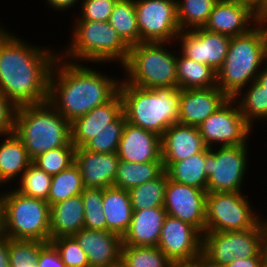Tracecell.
Wrapping results in <instances>:
<instances>
[{
  "mask_svg": "<svg viewBox=\"0 0 267 267\" xmlns=\"http://www.w3.org/2000/svg\"><path fill=\"white\" fill-rule=\"evenodd\" d=\"M263 20L267 23V15L263 18Z\"/></svg>",
  "mask_w": 267,
  "mask_h": 267,
  "instance_id": "obj_55",
  "label": "cell"
},
{
  "mask_svg": "<svg viewBox=\"0 0 267 267\" xmlns=\"http://www.w3.org/2000/svg\"><path fill=\"white\" fill-rule=\"evenodd\" d=\"M109 23L129 47L140 43L135 0H117Z\"/></svg>",
  "mask_w": 267,
  "mask_h": 267,
  "instance_id": "obj_31",
  "label": "cell"
},
{
  "mask_svg": "<svg viewBox=\"0 0 267 267\" xmlns=\"http://www.w3.org/2000/svg\"><path fill=\"white\" fill-rule=\"evenodd\" d=\"M16 190L26 196L47 201L52 176L31 163L19 179Z\"/></svg>",
  "mask_w": 267,
  "mask_h": 267,
  "instance_id": "obj_38",
  "label": "cell"
},
{
  "mask_svg": "<svg viewBox=\"0 0 267 267\" xmlns=\"http://www.w3.org/2000/svg\"><path fill=\"white\" fill-rule=\"evenodd\" d=\"M3 137L5 139L0 144V187L19 176L21 178L32 163L24 144L14 132Z\"/></svg>",
  "mask_w": 267,
  "mask_h": 267,
  "instance_id": "obj_27",
  "label": "cell"
},
{
  "mask_svg": "<svg viewBox=\"0 0 267 267\" xmlns=\"http://www.w3.org/2000/svg\"><path fill=\"white\" fill-rule=\"evenodd\" d=\"M207 191L170 180L165 191L164 208L167 215L197 228L202 234L206 227Z\"/></svg>",
  "mask_w": 267,
  "mask_h": 267,
  "instance_id": "obj_15",
  "label": "cell"
},
{
  "mask_svg": "<svg viewBox=\"0 0 267 267\" xmlns=\"http://www.w3.org/2000/svg\"><path fill=\"white\" fill-rule=\"evenodd\" d=\"M262 254H263V265L264 267H267V234L264 239Z\"/></svg>",
  "mask_w": 267,
  "mask_h": 267,
  "instance_id": "obj_52",
  "label": "cell"
},
{
  "mask_svg": "<svg viewBox=\"0 0 267 267\" xmlns=\"http://www.w3.org/2000/svg\"><path fill=\"white\" fill-rule=\"evenodd\" d=\"M172 264L157 246L122 245L120 267H171Z\"/></svg>",
  "mask_w": 267,
  "mask_h": 267,
  "instance_id": "obj_36",
  "label": "cell"
},
{
  "mask_svg": "<svg viewBox=\"0 0 267 267\" xmlns=\"http://www.w3.org/2000/svg\"><path fill=\"white\" fill-rule=\"evenodd\" d=\"M117 155L120 160L126 162L162 161L161 137L154 132L126 122Z\"/></svg>",
  "mask_w": 267,
  "mask_h": 267,
  "instance_id": "obj_22",
  "label": "cell"
},
{
  "mask_svg": "<svg viewBox=\"0 0 267 267\" xmlns=\"http://www.w3.org/2000/svg\"><path fill=\"white\" fill-rule=\"evenodd\" d=\"M265 60L267 23L262 19L248 33L231 37L225 61L216 71V86L228 98H234L252 81H256Z\"/></svg>",
  "mask_w": 267,
  "mask_h": 267,
  "instance_id": "obj_3",
  "label": "cell"
},
{
  "mask_svg": "<svg viewBox=\"0 0 267 267\" xmlns=\"http://www.w3.org/2000/svg\"><path fill=\"white\" fill-rule=\"evenodd\" d=\"M37 267H65L56 248L49 242L39 252Z\"/></svg>",
  "mask_w": 267,
  "mask_h": 267,
  "instance_id": "obj_45",
  "label": "cell"
},
{
  "mask_svg": "<svg viewBox=\"0 0 267 267\" xmlns=\"http://www.w3.org/2000/svg\"><path fill=\"white\" fill-rule=\"evenodd\" d=\"M166 216L164 207L133 211L130 226L122 237L123 245L157 246Z\"/></svg>",
  "mask_w": 267,
  "mask_h": 267,
  "instance_id": "obj_24",
  "label": "cell"
},
{
  "mask_svg": "<svg viewBox=\"0 0 267 267\" xmlns=\"http://www.w3.org/2000/svg\"><path fill=\"white\" fill-rule=\"evenodd\" d=\"M13 132L24 144L31 160L52 149L74 146L70 122L48 101L16 107Z\"/></svg>",
  "mask_w": 267,
  "mask_h": 267,
  "instance_id": "obj_5",
  "label": "cell"
},
{
  "mask_svg": "<svg viewBox=\"0 0 267 267\" xmlns=\"http://www.w3.org/2000/svg\"><path fill=\"white\" fill-rule=\"evenodd\" d=\"M84 188L80 169L74 163L66 170L52 176L47 202L52 206L81 194Z\"/></svg>",
  "mask_w": 267,
  "mask_h": 267,
  "instance_id": "obj_34",
  "label": "cell"
},
{
  "mask_svg": "<svg viewBox=\"0 0 267 267\" xmlns=\"http://www.w3.org/2000/svg\"><path fill=\"white\" fill-rule=\"evenodd\" d=\"M46 244L38 240L9 239L10 267H37L39 252Z\"/></svg>",
  "mask_w": 267,
  "mask_h": 267,
  "instance_id": "obj_41",
  "label": "cell"
},
{
  "mask_svg": "<svg viewBox=\"0 0 267 267\" xmlns=\"http://www.w3.org/2000/svg\"><path fill=\"white\" fill-rule=\"evenodd\" d=\"M0 235L2 234V192L0 193Z\"/></svg>",
  "mask_w": 267,
  "mask_h": 267,
  "instance_id": "obj_54",
  "label": "cell"
},
{
  "mask_svg": "<svg viewBox=\"0 0 267 267\" xmlns=\"http://www.w3.org/2000/svg\"><path fill=\"white\" fill-rule=\"evenodd\" d=\"M228 99L217 86L180 89L178 122L198 127Z\"/></svg>",
  "mask_w": 267,
  "mask_h": 267,
  "instance_id": "obj_19",
  "label": "cell"
},
{
  "mask_svg": "<svg viewBox=\"0 0 267 267\" xmlns=\"http://www.w3.org/2000/svg\"><path fill=\"white\" fill-rule=\"evenodd\" d=\"M261 20L262 18L245 4L218 0L203 28L210 32L235 37L248 33Z\"/></svg>",
  "mask_w": 267,
  "mask_h": 267,
  "instance_id": "obj_17",
  "label": "cell"
},
{
  "mask_svg": "<svg viewBox=\"0 0 267 267\" xmlns=\"http://www.w3.org/2000/svg\"><path fill=\"white\" fill-rule=\"evenodd\" d=\"M171 267H197L194 263L172 264Z\"/></svg>",
  "mask_w": 267,
  "mask_h": 267,
  "instance_id": "obj_53",
  "label": "cell"
},
{
  "mask_svg": "<svg viewBox=\"0 0 267 267\" xmlns=\"http://www.w3.org/2000/svg\"><path fill=\"white\" fill-rule=\"evenodd\" d=\"M243 194L242 192L207 193L205 232L245 231L254 228L263 218L255 213L249 199Z\"/></svg>",
  "mask_w": 267,
  "mask_h": 267,
  "instance_id": "obj_10",
  "label": "cell"
},
{
  "mask_svg": "<svg viewBox=\"0 0 267 267\" xmlns=\"http://www.w3.org/2000/svg\"><path fill=\"white\" fill-rule=\"evenodd\" d=\"M177 53L176 72L178 89H198L216 87V71L209 65L198 63Z\"/></svg>",
  "mask_w": 267,
  "mask_h": 267,
  "instance_id": "obj_29",
  "label": "cell"
},
{
  "mask_svg": "<svg viewBox=\"0 0 267 267\" xmlns=\"http://www.w3.org/2000/svg\"><path fill=\"white\" fill-rule=\"evenodd\" d=\"M73 237L87 254L90 267H120L123 243L116 233L83 228Z\"/></svg>",
  "mask_w": 267,
  "mask_h": 267,
  "instance_id": "obj_18",
  "label": "cell"
},
{
  "mask_svg": "<svg viewBox=\"0 0 267 267\" xmlns=\"http://www.w3.org/2000/svg\"><path fill=\"white\" fill-rule=\"evenodd\" d=\"M117 0H81V12L76 20L109 22Z\"/></svg>",
  "mask_w": 267,
  "mask_h": 267,
  "instance_id": "obj_43",
  "label": "cell"
},
{
  "mask_svg": "<svg viewBox=\"0 0 267 267\" xmlns=\"http://www.w3.org/2000/svg\"><path fill=\"white\" fill-rule=\"evenodd\" d=\"M206 149L179 162L172 163L165 171L170 180L206 191Z\"/></svg>",
  "mask_w": 267,
  "mask_h": 267,
  "instance_id": "obj_30",
  "label": "cell"
},
{
  "mask_svg": "<svg viewBox=\"0 0 267 267\" xmlns=\"http://www.w3.org/2000/svg\"><path fill=\"white\" fill-rule=\"evenodd\" d=\"M119 160L117 153H96L84 147L75 149V164L85 188L113 187Z\"/></svg>",
  "mask_w": 267,
  "mask_h": 267,
  "instance_id": "obj_21",
  "label": "cell"
},
{
  "mask_svg": "<svg viewBox=\"0 0 267 267\" xmlns=\"http://www.w3.org/2000/svg\"><path fill=\"white\" fill-rule=\"evenodd\" d=\"M69 47L59 56L71 62L125 64L130 47L109 22L76 20ZM66 52V53H65ZM68 57V59H67Z\"/></svg>",
  "mask_w": 267,
  "mask_h": 267,
  "instance_id": "obj_6",
  "label": "cell"
},
{
  "mask_svg": "<svg viewBox=\"0 0 267 267\" xmlns=\"http://www.w3.org/2000/svg\"><path fill=\"white\" fill-rule=\"evenodd\" d=\"M119 93L128 123L154 132L160 137L171 125L178 123L180 89L139 88L126 84L122 79Z\"/></svg>",
  "mask_w": 267,
  "mask_h": 267,
  "instance_id": "obj_4",
  "label": "cell"
},
{
  "mask_svg": "<svg viewBox=\"0 0 267 267\" xmlns=\"http://www.w3.org/2000/svg\"><path fill=\"white\" fill-rule=\"evenodd\" d=\"M193 263L197 267H224V266H221V265H216V264L210 263L202 255H200L198 258H196Z\"/></svg>",
  "mask_w": 267,
  "mask_h": 267,
  "instance_id": "obj_51",
  "label": "cell"
},
{
  "mask_svg": "<svg viewBox=\"0 0 267 267\" xmlns=\"http://www.w3.org/2000/svg\"><path fill=\"white\" fill-rule=\"evenodd\" d=\"M176 39L184 56L215 71L224 63L231 42V37L204 28L180 31Z\"/></svg>",
  "mask_w": 267,
  "mask_h": 267,
  "instance_id": "obj_16",
  "label": "cell"
},
{
  "mask_svg": "<svg viewBox=\"0 0 267 267\" xmlns=\"http://www.w3.org/2000/svg\"><path fill=\"white\" fill-rule=\"evenodd\" d=\"M121 79L58 56L49 81L48 102L70 123L110 101Z\"/></svg>",
  "mask_w": 267,
  "mask_h": 267,
  "instance_id": "obj_2",
  "label": "cell"
},
{
  "mask_svg": "<svg viewBox=\"0 0 267 267\" xmlns=\"http://www.w3.org/2000/svg\"><path fill=\"white\" fill-rule=\"evenodd\" d=\"M46 2L52 9L54 8V11H63L71 9L70 7H74L80 0H46Z\"/></svg>",
  "mask_w": 267,
  "mask_h": 267,
  "instance_id": "obj_49",
  "label": "cell"
},
{
  "mask_svg": "<svg viewBox=\"0 0 267 267\" xmlns=\"http://www.w3.org/2000/svg\"><path fill=\"white\" fill-rule=\"evenodd\" d=\"M197 128L208 148L218 144L220 147L248 145L253 130L233 98H229Z\"/></svg>",
  "mask_w": 267,
  "mask_h": 267,
  "instance_id": "obj_12",
  "label": "cell"
},
{
  "mask_svg": "<svg viewBox=\"0 0 267 267\" xmlns=\"http://www.w3.org/2000/svg\"><path fill=\"white\" fill-rule=\"evenodd\" d=\"M103 213L107 231L122 238L130 226L133 214L129 191L116 187L103 189Z\"/></svg>",
  "mask_w": 267,
  "mask_h": 267,
  "instance_id": "obj_26",
  "label": "cell"
},
{
  "mask_svg": "<svg viewBox=\"0 0 267 267\" xmlns=\"http://www.w3.org/2000/svg\"><path fill=\"white\" fill-rule=\"evenodd\" d=\"M218 147L206 148L207 193L242 192L241 188L248 169V146Z\"/></svg>",
  "mask_w": 267,
  "mask_h": 267,
  "instance_id": "obj_11",
  "label": "cell"
},
{
  "mask_svg": "<svg viewBox=\"0 0 267 267\" xmlns=\"http://www.w3.org/2000/svg\"><path fill=\"white\" fill-rule=\"evenodd\" d=\"M267 222L261 220L245 231H206L202 238V256L210 263L226 266L234 259L263 256Z\"/></svg>",
  "mask_w": 267,
  "mask_h": 267,
  "instance_id": "obj_9",
  "label": "cell"
},
{
  "mask_svg": "<svg viewBox=\"0 0 267 267\" xmlns=\"http://www.w3.org/2000/svg\"><path fill=\"white\" fill-rule=\"evenodd\" d=\"M167 45V42H141L131 46L122 67L127 76L123 81L139 88H178L177 55Z\"/></svg>",
  "mask_w": 267,
  "mask_h": 267,
  "instance_id": "obj_7",
  "label": "cell"
},
{
  "mask_svg": "<svg viewBox=\"0 0 267 267\" xmlns=\"http://www.w3.org/2000/svg\"><path fill=\"white\" fill-rule=\"evenodd\" d=\"M137 24L141 42L177 40L180 27L176 0H135Z\"/></svg>",
  "mask_w": 267,
  "mask_h": 267,
  "instance_id": "obj_13",
  "label": "cell"
},
{
  "mask_svg": "<svg viewBox=\"0 0 267 267\" xmlns=\"http://www.w3.org/2000/svg\"><path fill=\"white\" fill-rule=\"evenodd\" d=\"M244 90H246L245 93H243ZM233 99L236 101L245 121L252 128L256 119L258 121L267 120V95L265 89L257 81H252L247 89L244 88Z\"/></svg>",
  "mask_w": 267,
  "mask_h": 267,
  "instance_id": "obj_32",
  "label": "cell"
},
{
  "mask_svg": "<svg viewBox=\"0 0 267 267\" xmlns=\"http://www.w3.org/2000/svg\"><path fill=\"white\" fill-rule=\"evenodd\" d=\"M84 228L81 194L50 206V240L69 237Z\"/></svg>",
  "mask_w": 267,
  "mask_h": 267,
  "instance_id": "obj_25",
  "label": "cell"
},
{
  "mask_svg": "<svg viewBox=\"0 0 267 267\" xmlns=\"http://www.w3.org/2000/svg\"><path fill=\"white\" fill-rule=\"evenodd\" d=\"M122 112L123 100L118 92L110 101L95 107L70 123L71 143L76 148L83 147Z\"/></svg>",
  "mask_w": 267,
  "mask_h": 267,
  "instance_id": "obj_23",
  "label": "cell"
},
{
  "mask_svg": "<svg viewBox=\"0 0 267 267\" xmlns=\"http://www.w3.org/2000/svg\"><path fill=\"white\" fill-rule=\"evenodd\" d=\"M203 234L189 223L167 215L157 247L173 264L193 263L202 255Z\"/></svg>",
  "mask_w": 267,
  "mask_h": 267,
  "instance_id": "obj_14",
  "label": "cell"
},
{
  "mask_svg": "<svg viewBox=\"0 0 267 267\" xmlns=\"http://www.w3.org/2000/svg\"><path fill=\"white\" fill-rule=\"evenodd\" d=\"M177 20L181 31L203 28L218 0H176Z\"/></svg>",
  "mask_w": 267,
  "mask_h": 267,
  "instance_id": "obj_35",
  "label": "cell"
},
{
  "mask_svg": "<svg viewBox=\"0 0 267 267\" xmlns=\"http://www.w3.org/2000/svg\"><path fill=\"white\" fill-rule=\"evenodd\" d=\"M256 81L265 89L267 95V60L265 66H262L261 71L259 72Z\"/></svg>",
  "mask_w": 267,
  "mask_h": 267,
  "instance_id": "obj_50",
  "label": "cell"
},
{
  "mask_svg": "<svg viewBox=\"0 0 267 267\" xmlns=\"http://www.w3.org/2000/svg\"><path fill=\"white\" fill-rule=\"evenodd\" d=\"M58 251L65 267H90L87 254L73 236L50 240Z\"/></svg>",
  "mask_w": 267,
  "mask_h": 267,
  "instance_id": "obj_42",
  "label": "cell"
},
{
  "mask_svg": "<svg viewBox=\"0 0 267 267\" xmlns=\"http://www.w3.org/2000/svg\"><path fill=\"white\" fill-rule=\"evenodd\" d=\"M75 149V146L52 149L35 157L32 163L53 176L75 163Z\"/></svg>",
  "mask_w": 267,
  "mask_h": 267,
  "instance_id": "obj_40",
  "label": "cell"
},
{
  "mask_svg": "<svg viewBox=\"0 0 267 267\" xmlns=\"http://www.w3.org/2000/svg\"><path fill=\"white\" fill-rule=\"evenodd\" d=\"M249 6L262 19L267 15V0H229Z\"/></svg>",
  "mask_w": 267,
  "mask_h": 267,
  "instance_id": "obj_47",
  "label": "cell"
},
{
  "mask_svg": "<svg viewBox=\"0 0 267 267\" xmlns=\"http://www.w3.org/2000/svg\"><path fill=\"white\" fill-rule=\"evenodd\" d=\"M16 106L0 91V136L14 131Z\"/></svg>",
  "mask_w": 267,
  "mask_h": 267,
  "instance_id": "obj_44",
  "label": "cell"
},
{
  "mask_svg": "<svg viewBox=\"0 0 267 267\" xmlns=\"http://www.w3.org/2000/svg\"><path fill=\"white\" fill-rule=\"evenodd\" d=\"M168 175L164 171L158 178L140 184L129 190L133 211L164 207Z\"/></svg>",
  "mask_w": 267,
  "mask_h": 267,
  "instance_id": "obj_33",
  "label": "cell"
},
{
  "mask_svg": "<svg viewBox=\"0 0 267 267\" xmlns=\"http://www.w3.org/2000/svg\"><path fill=\"white\" fill-rule=\"evenodd\" d=\"M84 206V228L107 231L103 213V189L84 188L81 193Z\"/></svg>",
  "mask_w": 267,
  "mask_h": 267,
  "instance_id": "obj_39",
  "label": "cell"
},
{
  "mask_svg": "<svg viewBox=\"0 0 267 267\" xmlns=\"http://www.w3.org/2000/svg\"><path fill=\"white\" fill-rule=\"evenodd\" d=\"M8 191L5 190L2 193L3 236L9 239L38 240L49 243L50 205L48 202L26 196L15 188Z\"/></svg>",
  "mask_w": 267,
  "mask_h": 267,
  "instance_id": "obj_8",
  "label": "cell"
},
{
  "mask_svg": "<svg viewBox=\"0 0 267 267\" xmlns=\"http://www.w3.org/2000/svg\"><path fill=\"white\" fill-rule=\"evenodd\" d=\"M126 116L122 112L105 129L88 141L83 147L96 153H117L123 129L126 124Z\"/></svg>",
  "mask_w": 267,
  "mask_h": 267,
  "instance_id": "obj_37",
  "label": "cell"
},
{
  "mask_svg": "<svg viewBox=\"0 0 267 267\" xmlns=\"http://www.w3.org/2000/svg\"><path fill=\"white\" fill-rule=\"evenodd\" d=\"M207 148L195 126L175 123L161 136V158L166 170L172 163L196 155Z\"/></svg>",
  "mask_w": 267,
  "mask_h": 267,
  "instance_id": "obj_20",
  "label": "cell"
},
{
  "mask_svg": "<svg viewBox=\"0 0 267 267\" xmlns=\"http://www.w3.org/2000/svg\"><path fill=\"white\" fill-rule=\"evenodd\" d=\"M0 267H10L9 261V238L0 240Z\"/></svg>",
  "mask_w": 267,
  "mask_h": 267,
  "instance_id": "obj_48",
  "label": "cell"
},
{
  "mask_svg": "<svg viewBox=\"0 0 267 267\" xmlns=\"http://www.w3.org/2000/svg\"><path fill=\"white\" fill-rule=\"evenodd\" d=\"M164 171L163 161L134 163L119 160L113 187L129 191L133 187L158 178Z\"/></svg>",
  "mask_w": 267,
  "mask_h": 267,
  "instance_id": "obj_28",
  "label": "cell"
},
{
  "mask_svg": "<svg viewBox=\"0 0 267 267\" xmlns=\"http://www.w3.org/2000/svg\"><path fill=\"white\" fill-rule=\"evenodd\" d=\"M224 267H264L263 256H254L246 259H234Z\"/></svg>",
  "mask_w": 267,
  "mask_h": 267,
  "instance_id": "obj_46",
  "label": "cell"
},
{
  "mask_svg": "<svg viewBox=\"0 0 267 267\" xmlns=\"http://www.w3.org/2000/svg\"><path fill=\"white\" fill-rule=\"evenodd\" d=\"M10 32L0 26V91L16 107L47 102L59 53L31 46Z\"/></svg>",
  "mask_w": 267,
  "mask_h": 267,
  "instance_id": "obj_1",
  "label": "cell"
}]
</instances>
